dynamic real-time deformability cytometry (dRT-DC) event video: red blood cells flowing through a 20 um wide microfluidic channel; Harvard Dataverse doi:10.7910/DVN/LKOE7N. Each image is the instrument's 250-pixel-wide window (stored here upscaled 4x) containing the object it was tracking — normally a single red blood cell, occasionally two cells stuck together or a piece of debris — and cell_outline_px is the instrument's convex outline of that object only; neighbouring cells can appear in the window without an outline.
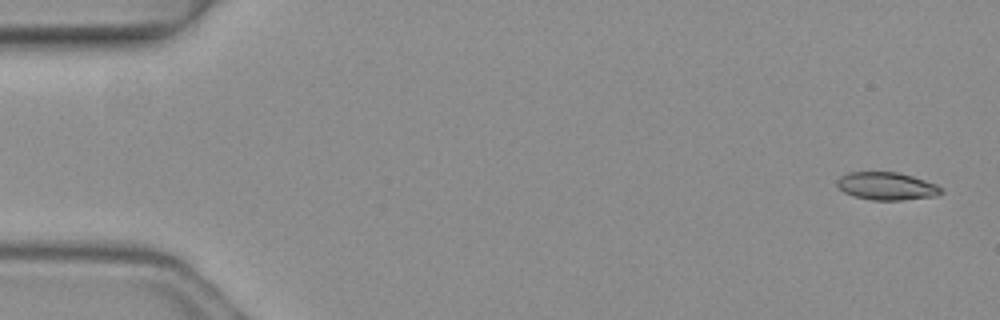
{"species": "common noctule bat (a hibernating species)", "species_latin": "Nyctalus noctula", "temperature_condition": "warm", "stored_images_in_passage": 2, "segment_of_instrument_passage": [2, 2], "camera_frame_rate_fps": 3000, "um_per_image_px": 0.085, "animal": {"sex": "female", "body_mass_g": 19.3, "forearm_length_mm": 54.1}, "frame": {"image": 1, "passage_image": 2, "time_ms": 0.333, "image_size_px": [1000, 320], "cell_outline_px": [[944, 192], [936, 196], [900, 200], [872, 200], [856, 196], [844, 192], [836, 184], [836, 180], [840, 176], [848, 172], [896, 172], [912, 176], [936, 184], [944, 188]], "centroid_in_image_um": [75.39, 15.81], "position_along_channel_um": 9.6, "area_um2": 16.82}}